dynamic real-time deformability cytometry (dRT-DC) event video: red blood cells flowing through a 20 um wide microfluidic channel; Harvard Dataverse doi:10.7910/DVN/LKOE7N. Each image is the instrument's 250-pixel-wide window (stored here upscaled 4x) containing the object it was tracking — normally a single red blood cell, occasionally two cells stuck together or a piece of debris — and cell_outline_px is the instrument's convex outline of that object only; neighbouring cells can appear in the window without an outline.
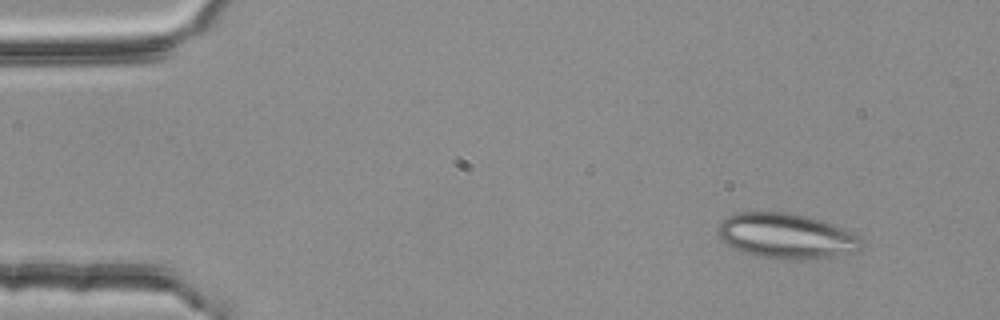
{"species": "common noctule bat (a hibernating species)", "species_latin": "Nyctalus noctula", "temperature_condition": "room temperature", "stored_images_in_passage": 3, "camera_frame_rate_fps": 3000, "um_per_image_px": 0.085, "animal": {"sex": "female", "body_mass_g": 25.1}, "frame": {"image": 1, "passage_image": 1, "time_ms": 0.0, "image_size_px": [1000, 320], "cell_outline_px": [[864, 240], [860, 248], [856, 252], [816, 260], [788, 260], [756, 256], [732, 248], [716, 232], [716, 228], [724, 216], [732, 212], [792, 212], [824, 220], [860, 236]], "centroid_in_image_um": [66.85, 20.06], "position_along_channel_um": 18.2, "area_um2": 38.73}}